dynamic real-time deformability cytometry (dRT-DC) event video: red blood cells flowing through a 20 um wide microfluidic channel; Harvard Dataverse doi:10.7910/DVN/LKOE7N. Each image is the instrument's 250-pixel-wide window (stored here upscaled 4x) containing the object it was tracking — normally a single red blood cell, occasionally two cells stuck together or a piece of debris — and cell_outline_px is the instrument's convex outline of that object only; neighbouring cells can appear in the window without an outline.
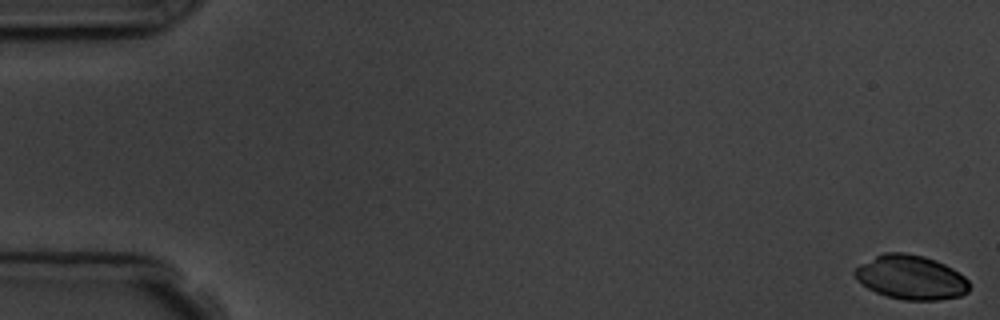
{"species": "common noctule bat (a hibernating species)", "species_latin": "Nyctalus noctula", "temperature_condition": "room temperature", "stored_images_in_passage": 8, "camera_frame_rate_fps": 3000, "um_per_image_px": 0.085, "animal": {"sex": "male", "body_mass_g": 19.5, "forearm_length_mm": 54.6}, "frame": {"image": 1, "passage_image": 1, "time_ms": 0.0, "image_size_px": [1000, 320], "cell_outline_px": [[968, 292], [960, 296], [936, 300], [904, 300], [888, 296], [876, 292], [868, 288], [856, 280], [852, 276], [852, 272], [860, 264], [884, 252], [904, 252], [924, 256], [936, 260], [952, 268], [964, 276], [968, 280]], "centroid_in_image_um": [77.4, 23.57], "position_along_channel_um": 7.6, "area_um2": 29.54}}